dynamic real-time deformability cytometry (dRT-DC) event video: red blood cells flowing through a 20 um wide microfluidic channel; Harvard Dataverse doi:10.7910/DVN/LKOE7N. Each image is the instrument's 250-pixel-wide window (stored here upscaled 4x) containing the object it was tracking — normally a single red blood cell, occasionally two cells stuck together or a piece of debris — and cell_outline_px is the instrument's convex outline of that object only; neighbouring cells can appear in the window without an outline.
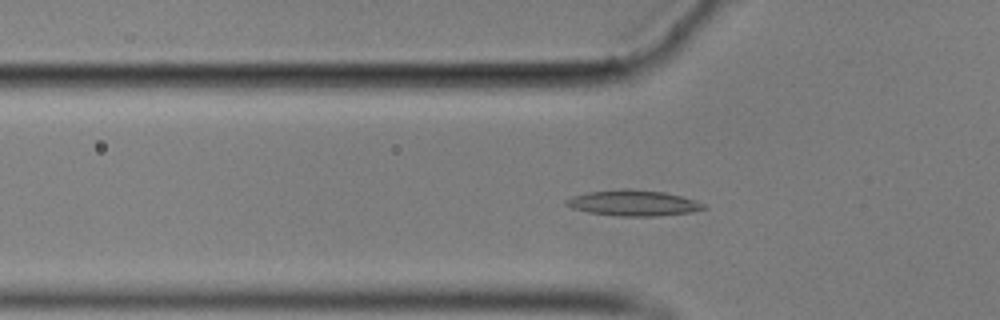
{"species": "common noctule bat (a hibernating species)", "species_latin": "Nyctalus noctula", "temperature_condition": "cold", "stored_images_in_passage": 58, "camera_frame_rate_fps": 3000, "um_per_image_px": 0.085, "animal": {"sex": "male", "body_mass_g": 17.9}, "frame": {"image": 1, "passage_image": 19, "time_ms": 6.0, "image_size_px": [1000, 320], "cell_outline_px": [[708, 208], [692, 212], [656, 216], [616, 216], [588, 212], [572, 208], [564, 204], [564, 200], [572, 196], [588, 192], [628, 188], [664, 192], [680, 196], [704, 204]], "centroid_in_image_um": [53.8, 17.26], "position_along_channel_um": 72.0, "area_um2": 20.58}}
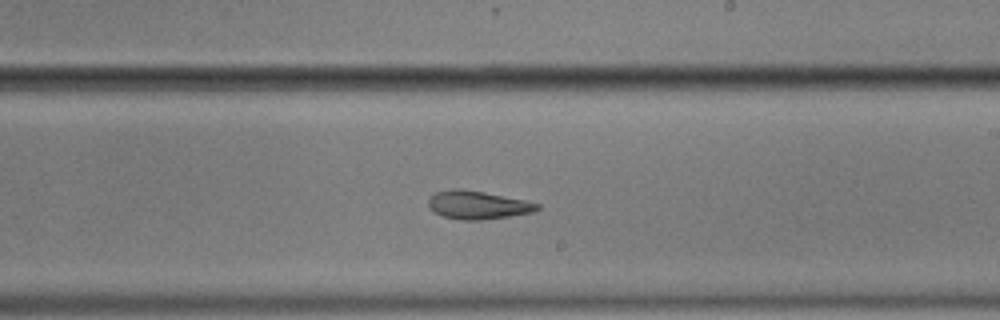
{"frame": {"image": 2, "passage_image": 34, "time_ms": 11.0, "image_size_px": [1000, 320], "cell_outline_px": [[540, 208], [536, 212], [480, 220], [464, 220], [444, 216], [436, 212], [428, 204], [428, 200], [436, 192], [484, 192], [524, 200], [540, 204]], "centroid_in_image_um": [40.72, 17.47], "position_along_channel_um": 248.3, "area_um2": 16.88}}
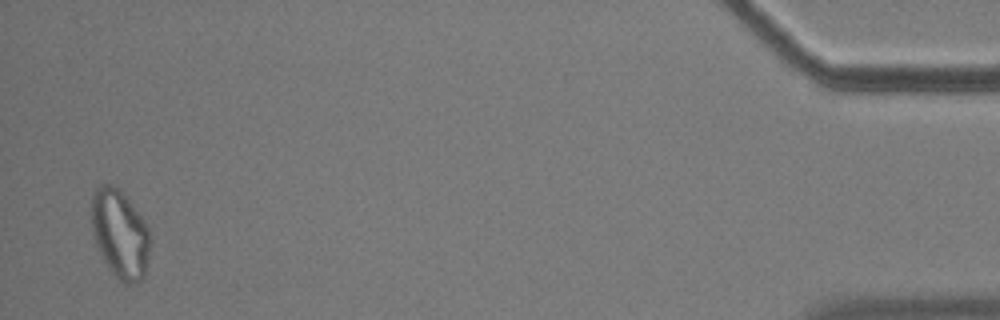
{"frame": {"image": 3, "passage_image": 56, "time_ms": 18.333, "image_size_px": [1000, 320], "cell_outline_px": [[148, 252], [144, 276], [136, 284], [128, 284], [120, 280], [108, 268], [96, 244], [92, 232], [92, 196], [96, 188], [100, 184], [112, 184], [128, 200], [144, 220], [148, 228]], "centroid_in_image_um": [10.17, 19.89], "position_along_channel_um": 425.0, "area_um2": 29.54}}